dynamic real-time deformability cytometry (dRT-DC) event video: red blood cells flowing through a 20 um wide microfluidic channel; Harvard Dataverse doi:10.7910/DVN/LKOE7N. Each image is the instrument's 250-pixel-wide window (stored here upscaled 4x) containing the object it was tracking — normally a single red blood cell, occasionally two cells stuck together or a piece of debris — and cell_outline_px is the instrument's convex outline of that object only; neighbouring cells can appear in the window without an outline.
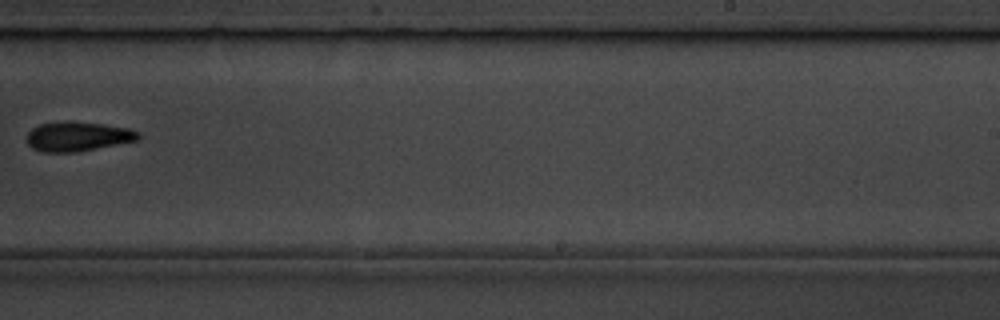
{"species": "common noctule bat (a hibernating species)", "species_latin": "Nyctalus noctula", "temperature_condition": "room temperature", "stored_images_in_passage": 7, "camera_frame_rate_fps": 3000, "um_per_image_px": 0.085, "animal": {"sex": "male", "body_mass_g": 19.5, "forearm_length_mm": 54.6}, "frame": {"image": 1, "passage_image": 7, "time_ms": 7.0, "image_size_px": [1000, 320], "cell_outline_px": [[140, 140], [76, 152], [44, 152], [32, 148], [28, 144], [28, 132], [32, 128], [40, 124], [64, 120], [104, 124], [128, 128], [140, 132]], "centroid_in_image_um": [6.63, 11.59], "position_along_channel_um": 282.4, "area_um2": 19.31}}